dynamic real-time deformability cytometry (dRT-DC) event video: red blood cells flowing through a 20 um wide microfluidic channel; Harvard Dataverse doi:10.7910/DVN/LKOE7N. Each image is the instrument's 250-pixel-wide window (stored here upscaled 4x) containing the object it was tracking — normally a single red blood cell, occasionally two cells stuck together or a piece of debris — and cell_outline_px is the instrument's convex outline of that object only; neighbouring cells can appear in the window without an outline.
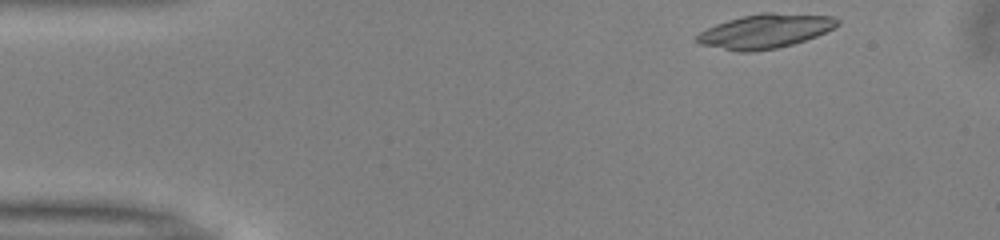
{"species": "common noctule bat (a hibernating species)", "species_latin": "Nyctalus noctula", "temperature_condition": "warm", "stored_images_in_passage": 35, "camera_frame_rate_fps": 3000, "um_per_image_px": 0.085, "animal": {"sex": "male", "body_mass_g": 13.0, "forearm_length_mm": 53.1}, "frame": {"image": 1, "passage_image": 1, "time_ms": 0.0, "image_size_px": [1000, 240], "cell_outline_px": [[840, 24], [816, 36], [792, 44], [776, 48], [752, 52], [736, 52], [700, 44], [696, 40], [696, 36], [700, 32], [716, 24], [728, 20], [760, 12], [772, 12], [836, 16], [840, 20]], "centroid_in_image_um": [65.05, 2.64], "position_along_channel_um": 19.9, "area_um2": 27.98}}
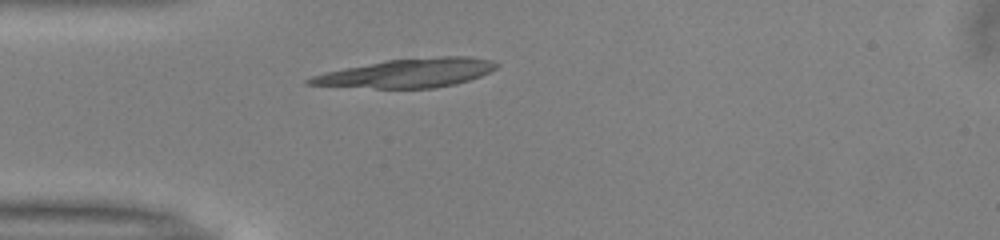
{"frame": {"image": 2, "passage_image": 9, "time_ms": 2.667, "image_size_px": [1000, 240], "cell_outline_px": [[500, 64], [496, 68], [480, 76], [456, 84], [436, 88], [376, 88], [304, 84], [304, 80], [312, 76], [324, 72], [344, 68], [388, 60], [440, 56], [472, 56], [492, 60]], "centroid_in_image_um": [34.66, 6.21], "position_along_channel_um": 50.3, "area_um2": 31.33}}